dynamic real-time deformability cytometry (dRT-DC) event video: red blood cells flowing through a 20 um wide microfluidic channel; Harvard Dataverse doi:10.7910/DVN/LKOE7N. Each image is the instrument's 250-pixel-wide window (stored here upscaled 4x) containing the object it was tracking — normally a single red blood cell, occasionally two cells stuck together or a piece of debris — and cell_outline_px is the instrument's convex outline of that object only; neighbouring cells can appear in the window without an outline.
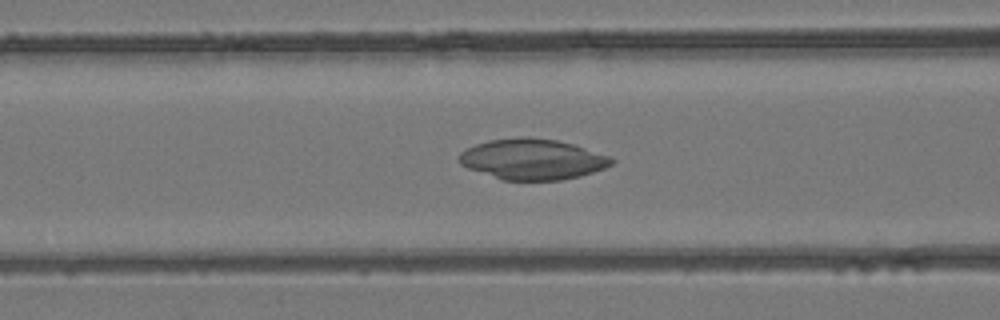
{"species": "common noctule bat (a hibernating species)", "species_latin": "Nyctalus noctula", "temperature_condition": "room temperature", "stored_images_in_passage": 9, "camera_frame_rate_fps": 3000, "um_per_image_px": 0.085, "animal": {"sex": "female", "body_mass_g": 24.6, "forearm_length_mm": 56.2}, "frame": {"image": 1, "passage_image": 7, "time_ms": 2.0, "image_size_px": [1000, 320], "cell_outline_px": [[616, 160], [612, 164], [604, 168], [580, 176], [560, 180], [500, 180], [468, 168], [460, 164], [460, 152], [476, 144], [488, 140], [528, 136], [556, 140], [572, 144], [612, 156]], "centroid_in_image_um": [45.27, 13.54], "position_along_channel_um": 121.3, "area_um2": 36.13}}